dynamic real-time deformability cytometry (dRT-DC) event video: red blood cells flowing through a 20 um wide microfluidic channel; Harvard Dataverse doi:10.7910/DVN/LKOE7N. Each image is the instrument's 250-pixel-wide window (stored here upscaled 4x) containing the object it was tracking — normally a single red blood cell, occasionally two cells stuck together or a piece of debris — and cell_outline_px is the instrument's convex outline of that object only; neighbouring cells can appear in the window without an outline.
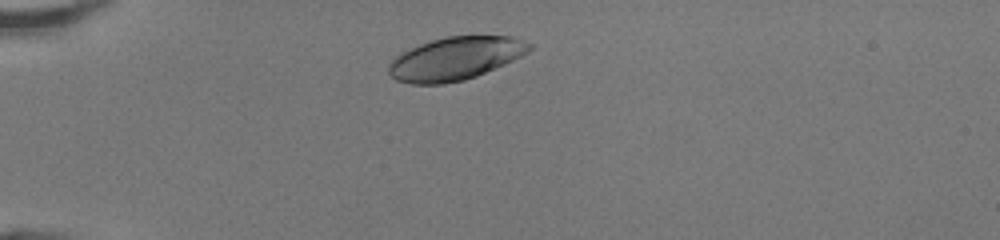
{"species": "human", "species_latin": "Homo sapiens", "temperature_condition": "room temperature", "stored_images_in_passage": 31, "camera_frame_rate_fps": 3000, "um_per_image_px": 0.085, "donor": {"sex": "female"}, "frame": {"image": 1, "passage_image": 1, "time_ms": 0.0, "image_size_px": [1000, 240], "cell_outline_px": [[532, 48], [528, 52], [504, 64], [476, 76], [464, 80], [444, 84], [412, 84], [396, 80], [388, 72], [388, 64], [396, 56], [420, 44], [432, 40], [448, 36], [512, 36], [532, 44]], "centroid_in_image_um": [38.7, 4.98], "position_along_channel_um": 46.3, "area_um2": 34.97}}
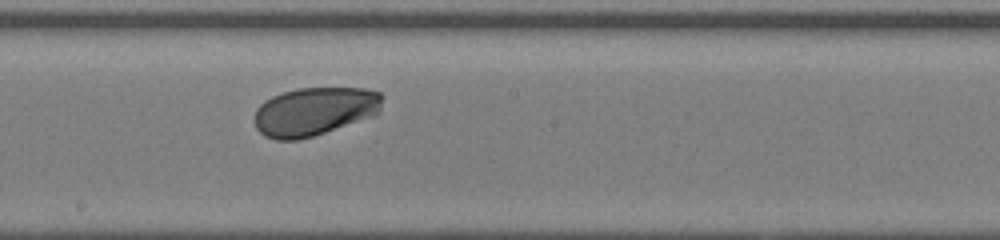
{"frame": {"image": 2, "passage_image": 16, "time_ms": 5.0, "image_size_px": [1000, 240], "cell_outline_px": [[384, 96], [380, 112], [372, 116], [300, 140], [276, 140], [264, 136], [256, 128], [256, 108], [264, 100], [272, 96], [296, 88], [364, 88], [380, 92]], "centroid_in_image_um": [26.74, 9.45], "position_along_channel_um": 221.5, "area_um2": 36.07}}
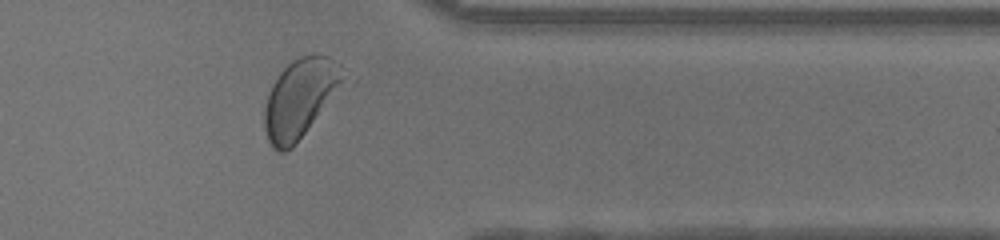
{"frame": {"image": 3, "passage_image": 28, "time_ms": 9.0, "image_size_px": [1000, 240], "cell_outline_px": [[340, 80], [296, 144], [292, 148], [284, 152], [280, 152], [272, 148], [268, 140], [264, 128], [264, 108], [272, 84], [280, 72], [292, 60], [300, 56], [328, 56], [340, 64]], "centroid_in_image_um": [25.35, 8.38], "position_along_channel_um": 386.1, "area_um2": 33.93}, "authors_computed_cell_mechanics": {"area_um2": 36.414, "velocity_mm_per_s": 4.2228, "shape_relaxation_time_tau1_ms": 1.3594, "shape_relaxation_time_tau2_ms": null, "deformation_change_tau1": 0.1001, "deformation_change_tau2": null}}